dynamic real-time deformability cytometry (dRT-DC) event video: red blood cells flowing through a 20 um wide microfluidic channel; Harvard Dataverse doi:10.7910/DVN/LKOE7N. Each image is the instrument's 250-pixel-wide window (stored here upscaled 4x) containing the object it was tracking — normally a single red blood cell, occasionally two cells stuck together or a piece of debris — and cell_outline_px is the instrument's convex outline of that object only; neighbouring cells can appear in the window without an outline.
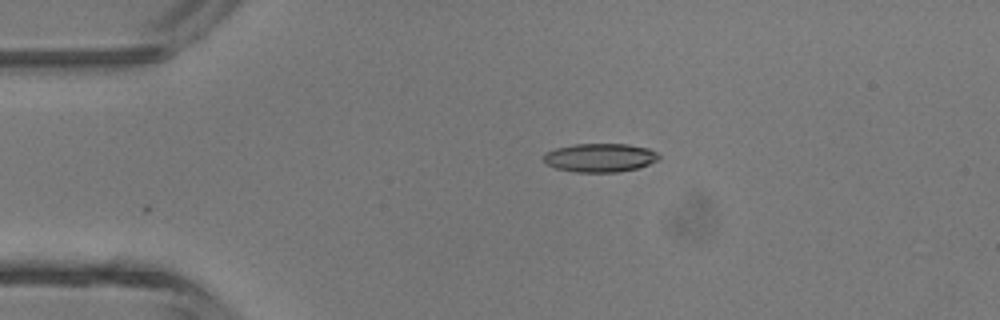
{"species": "common noctule bat (a hibernating species)", "species_latin": "Nyctalus noctula", "temperature_condition": "room temperature", "stored_images_in_passage": 29, "camera_frame_rate_fps": 3000, "um_per_image_px": 0.085, "animal": {"sex": "male", "body_mass_g": 13.3}, "frame": {"image": 1, "passage_image": 1, "time_ms": 0.0, "image_size_px": [1000, 320], "cell_outline_px": [[660, 160], [636, 168], [616, 172], [576, 172], [556, 168], [548, 164], [544, 160], [544, 152], [556, 148], [576, 144], [628, 144], [648, 148], [656, 152], [660, 156]], "centroid_in_image_um": [51.01, 13.4], "position_along_channel_um": 34.0, "area_um2": 19.13}}
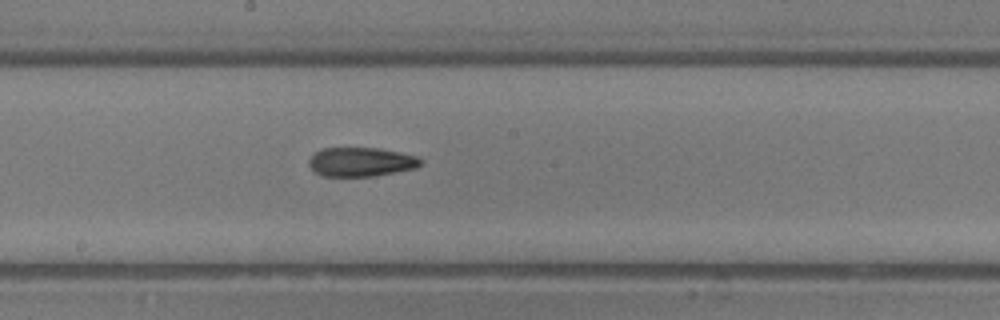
{"frame": {"image": 2, "passage_image": 16, "time_ms": 5.0, "image_size_px": [1000, 320], "cell_outline_px": [[424, 164], [416, 168], [372, 176], [324, 176], [316, 172], [308, 164], [308, 160], [316, 152], [324, 148], [380, 148], [400, 152], [416, 156], [424, 160]], "centroid_in_image_um": [30.73, 13.76], "position_along_channel_um": 217.5, "area_um2": 18.9}}
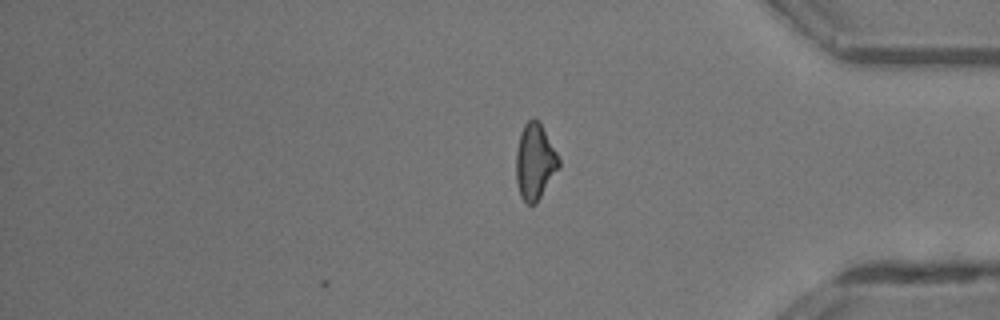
{"frame": {"image": 3, "passage_image": 29, "time_ms": 9.333, "image_size_px": [1000, 320], "cell_outline_px": [[560, 168], [536, 204], [528, 204], [520, 196], [516, 180], [516, 152], [520, 132], [524, 124], [532, 116], [540, 124], [556, 152], [560, 160]], "centroid_in_image_um": [45.46, 13.77], "position_along_channel_um": 389.7, "area_um2": 18.9}, "authors_computed_cell_mechanics": {"area_um2": 19.363, "velocity_mm_per_s": 4.4781, "shape_relaxation_time_tau1_ms": 8.0175, "shape_relaxation_time_tau2_ms": 2.6472, "deformation_change_tau1": 0.2432, "deformation_change_tau2": 0.114}}